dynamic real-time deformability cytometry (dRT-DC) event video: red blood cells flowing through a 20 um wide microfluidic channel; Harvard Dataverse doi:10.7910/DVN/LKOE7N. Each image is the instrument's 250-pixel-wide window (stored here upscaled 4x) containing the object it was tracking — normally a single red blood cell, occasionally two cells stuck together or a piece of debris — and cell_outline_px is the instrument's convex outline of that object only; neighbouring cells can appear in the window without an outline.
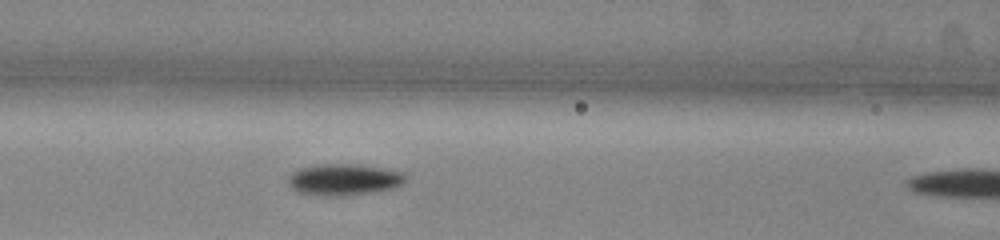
{"species": "common noctule bat (a hibernating species)", "species_latin": "Nyctalus noctula", "temperature_condition": "warm", "stored_images_in_passage": 10, "camera_frame_rate_fps": 3000, "um_per_image_px": 0.085, "animal": {"sex": "male", "body_mass_g": 13.0, "forearm_length_mm": 53.1}, "frame": {"image": 1, "passage_image": 9, "time_ms": 2.667, "image_size_px": [1000, 240], "cell_outline_px": [[404, 180], [400, 184], [392, 188], [372, 192], [344, 196], [320, 196], [296, 192], [288, 184], [288, 176], [292, 172], [300, 168], [312, 164], [360, 164], [400, 172], [404, 176]], "centroid_in_image_um": [29.12, 15.27], "position_along_channel_um": 137.5, "area_um2": 21.5}}